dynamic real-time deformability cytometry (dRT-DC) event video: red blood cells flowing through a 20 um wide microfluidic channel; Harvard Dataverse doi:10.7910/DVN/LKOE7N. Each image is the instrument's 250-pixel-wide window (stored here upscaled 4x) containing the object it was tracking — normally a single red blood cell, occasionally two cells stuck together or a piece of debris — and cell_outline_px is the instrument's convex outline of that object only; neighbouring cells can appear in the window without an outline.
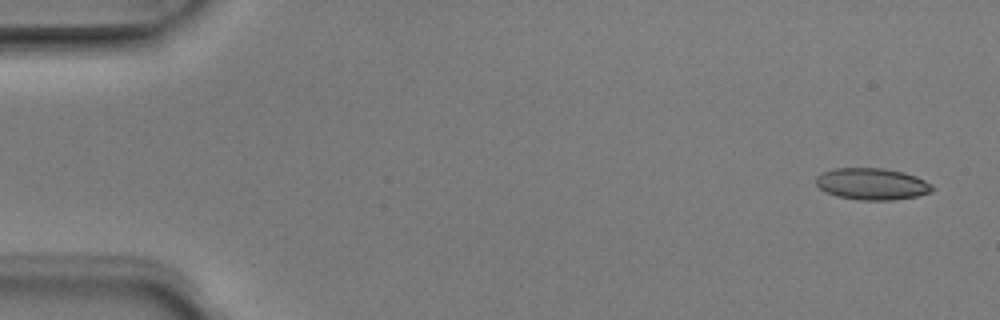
{"species": "Egyptian fruit bat (a non-hibernating species)", "species_latin": "Rousettus aegyptiacus", "temperature_condition": "room temperature", "stored_images_in_passage": 5, "camera_frame_rate_fps": 3000, "um_per_image_px": 0.085, "animal": {"sex": "male"}, "frame": {"image": 1, "passage_image": 1, "time_ms": 0.0, "image_size_px": [1000, 320], "cell_outline_px": [[936, 188], [932, 192], [916, 196], [892, 200], [860, 200], [836, 196], [820, 188], [816, 184], [816, 176], [832, 168], [884, 168], [904, 172], [916, 176], [932, 184]], "centroid_in_image_um": [74.15, 15.63], "position_along_channel_um": 10.8, "area_um2": 21.56}}
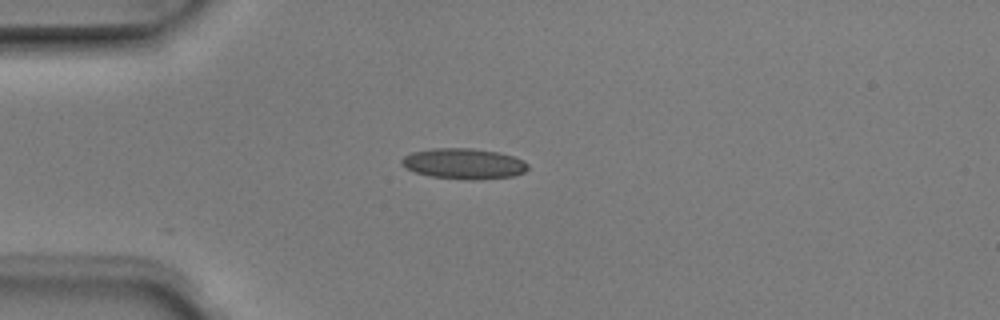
{"frame": {"image": 2, "passage_image": 4, "time_ms": 1.0, "image_size_px": [1000, 320], "cell_outline_px": [[528, 168], [524, 172], [512, 176], [476, 180], [468, 180], [428, 176], [416, 172], [400, 164], [400, 160], [404, 156], [412, 152], [432, 148], [472, 148], [496, 152], [512, 156], [524, 160], [528, 164]], "centroid_in_image_um": [39.41, 13.91], "position_along_channel_um": 45.6, "area_um2": 22.54}}